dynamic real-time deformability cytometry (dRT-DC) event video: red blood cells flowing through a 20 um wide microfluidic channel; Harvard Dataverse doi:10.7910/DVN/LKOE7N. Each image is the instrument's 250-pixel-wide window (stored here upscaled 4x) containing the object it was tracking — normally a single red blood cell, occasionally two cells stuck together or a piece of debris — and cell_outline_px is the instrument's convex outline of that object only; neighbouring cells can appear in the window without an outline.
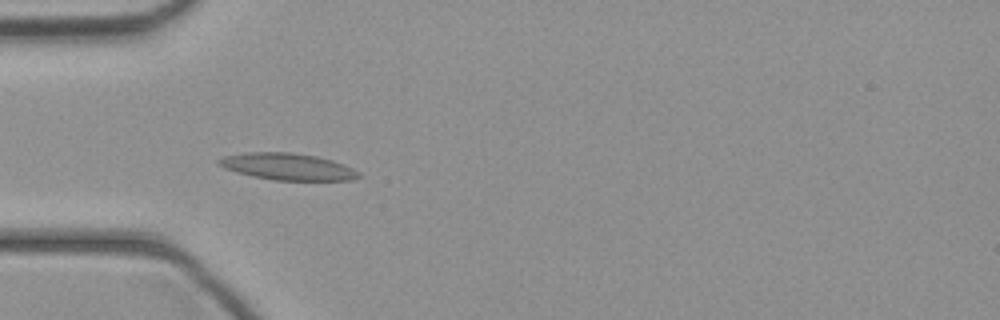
{"species": "common noctule bat (a hibernating species)", "species_latin": "Nyctalus noctula", "temperature_condition": "cold", "stored_images_in_passage": 4, "camera_frame_rate_fps": 3000, "um_per_image_px": 0.085, "animal": {"sex": "female", "body_mass_g": 21.9}, "frame": {"image": 1, "passage_image": 1, "time_ms": 0.0, "image_size_px": [1000, 320], "cell_outline_px": [[360, 176], [352, 180], [272, 180], [252, 176], [236, 172], [224, 168], [216, 164], [216, 160], [224, 156], [248, 152], [292, 152], [316, 156], [332, 160], [344, 164], [360, 172]], "centroid_in_image_um": [24.42, 14.16], "position_along_channel_um": 60.6, "area_um2": 21.91}}
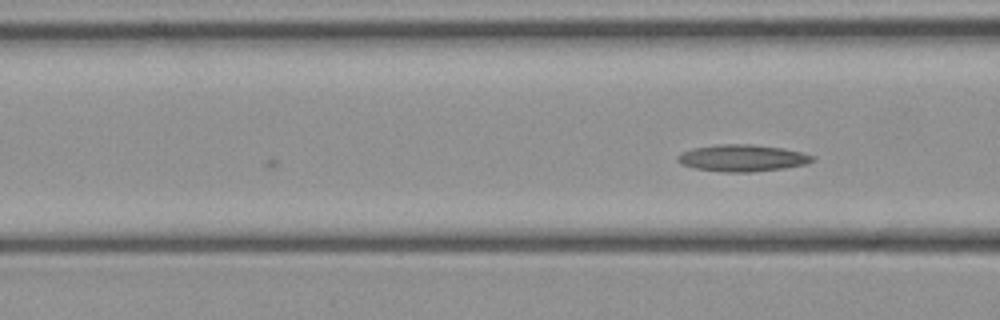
{"frame": {"image": 2, "passage_image": 4, "time_ms": 1.0, "image_size_px": [1000, 320], "cell_outline_px": [[816, 160], [808, 164], [784, 168], [752, 172], [724, 172], [692, 168], [680, 164], [676, 160], [676, 156], [680, 152], [692, 148], [716, 144], [752, 144], [784, 148], [804, 152], [816, 156]], "centroid_in_image_um": [63.11, 13.43], "position_along_channel_um": 103.5, "area_um2": 21.62}}